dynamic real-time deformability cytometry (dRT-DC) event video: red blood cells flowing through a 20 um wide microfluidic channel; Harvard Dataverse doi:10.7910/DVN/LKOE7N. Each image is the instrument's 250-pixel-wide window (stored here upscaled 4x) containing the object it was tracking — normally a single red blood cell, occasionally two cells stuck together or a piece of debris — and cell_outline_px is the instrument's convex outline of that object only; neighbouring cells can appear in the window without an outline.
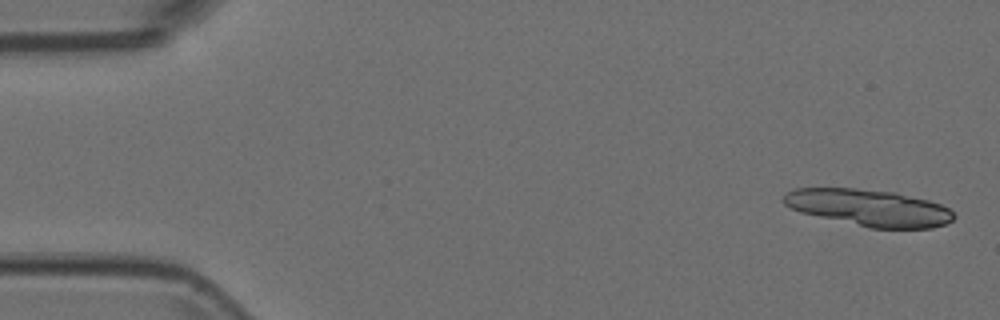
{"species": "Egyptian fruit bat (a non-hibernating species)", "species_latin": "Rousettus aegyptiacus", "temperature_condition": "room temperature", "stored_images_in_passage": 12, "camera_frame_rate_fps": 3000, "um_per_image_px": 0.085, "animal": {"sex": "female"}, "frame": {"image": 1, "passage_image": 2, "time_ms": 0.333, "image_size_px": [1000, 320], "cell_outline_px": [[956, 216], [952, 220], [944, 224], [932, 228], [872, 228], [800, 212], [784, 204], [780, 200], [784, 192], [796, 188], [856, 188], [896, 192], [928, 200], [940, 204], [948, 208]], "centroid_in_image_um": [73.83, 17.64], "position_along_channel_um": 11.2, "area_um2": 36.36}}